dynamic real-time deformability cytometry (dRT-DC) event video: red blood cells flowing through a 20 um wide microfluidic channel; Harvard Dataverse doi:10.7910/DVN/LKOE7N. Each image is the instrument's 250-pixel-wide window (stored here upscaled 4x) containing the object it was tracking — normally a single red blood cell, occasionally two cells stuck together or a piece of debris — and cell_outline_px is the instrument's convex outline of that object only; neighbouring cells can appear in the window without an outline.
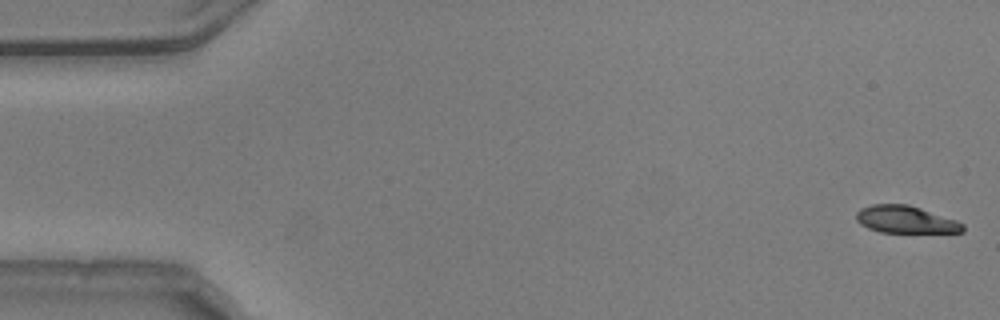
{"species": "common noctule bat (a hibernating species)", "species_latin": "Nyctalus noctula", "temperature_condition": "warm", "stored_images_in_passage": 54, "camera_frame_rate_fps": 3000, "um_per_image_px": 0.085, "animal": {"sex": "male", "body_mass_g": 20.5, "forearm_length_mm": 52.5}, "frame": {"image": 1, "passage_image": 1, "time_ms": 0.0, "image_size_px": [1000, 320], "cell_outline_px": [[964, 232], [880, 232], [868, 228], [860, 224], [856, 220], [856, 212], [860, 208], [872, 204], [908, 204], [956, 220], [964, 224]], "centroid_in_image_um": [76.94, 18.65], "position_along_channel_um": 8.1, "area_um2": 16.88}}
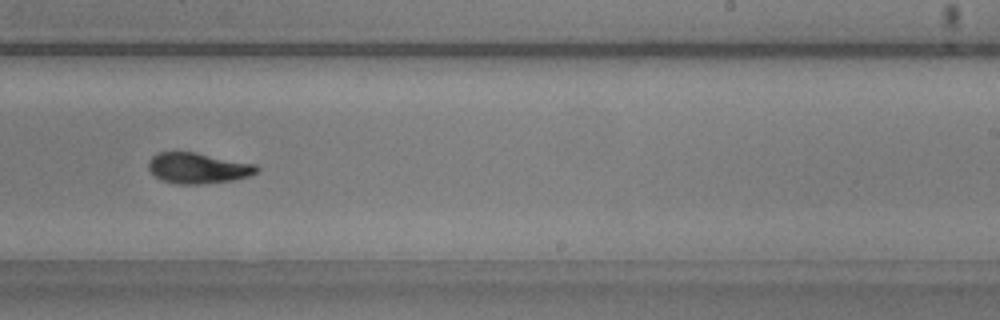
{"frame": {"image": 2, "passage_image": 33, "time_ms": 10.667, "image_size_px": [1000, 320], "cell_outline_px": [[260, 168], [256, 172], [248, 176], [232, 180], [200, 184], [176, 184], [160, 180], [148, 168], [148, 160], [156, 152], [196, 152], [256, 164]], "centroid_in_image_um": [16.8, 14.28], "position_along_channel_um": 272.2, "area_um2": 19.42}}
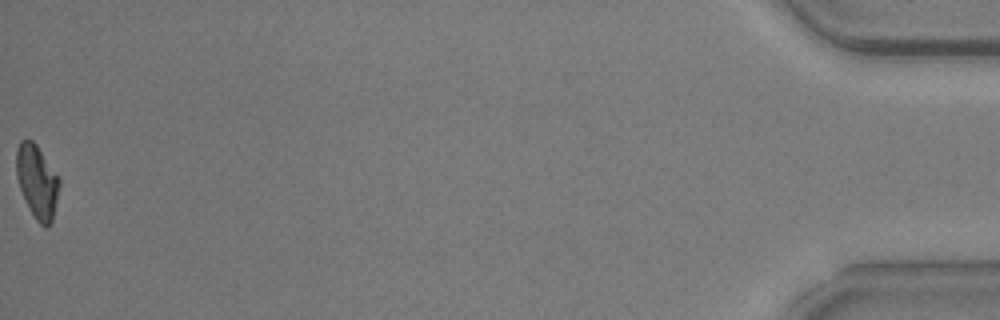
{"frame": {"image": 3, "passage_image": 54, "time_ms": 17.667, "image_size_px": [1000, 320], "cell_outline_px": [[60, 184], [52, 220], [48, 228], [44, 228], [36, 220], [20, 188], [16, 176], [16, 152], [20, 140], [32, 140], [36, 144], [60, 176]], "centroid_in_image_um": [3.17, 15.41], "position_along_channel_um": 432.0, "area_um2": 18.32}, "authors_computed_cell_mechanics": {"area_um2": 19.2763, "velocity_mm_per_s": 3.757, "shape_relaxation_time_tau1_ms": 3.3596, "shape_relaxation_time_tau2_ms": 4.1176, "deformation_change_tau1": 0.1707, "deformation_change_tau2": 0.0758}}